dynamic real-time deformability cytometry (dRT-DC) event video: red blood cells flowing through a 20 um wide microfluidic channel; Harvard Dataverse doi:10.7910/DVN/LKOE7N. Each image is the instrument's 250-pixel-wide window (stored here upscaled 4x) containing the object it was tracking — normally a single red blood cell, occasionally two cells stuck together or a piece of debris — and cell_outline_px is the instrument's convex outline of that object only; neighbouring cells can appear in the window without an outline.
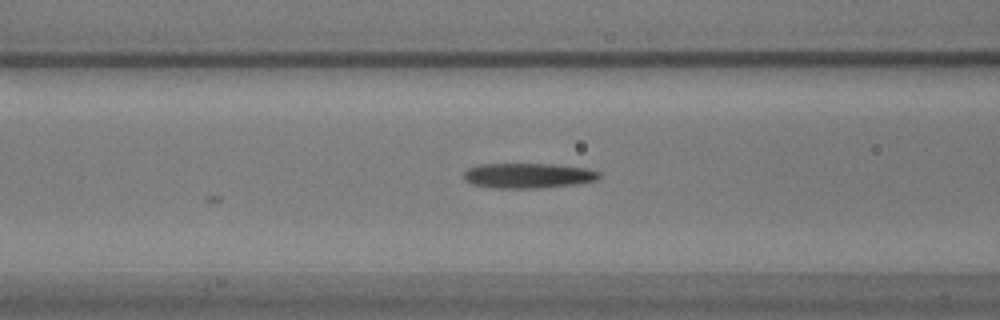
{"species": "common noctule bat (a hibernating species)", "species_latin": "Nyctalus noctula", "temperature_condition": "warm", "stored_images_in_passage": 21, "camera_frame_rate_fps": 3000, "um_per_image_px": 0.085, "animal": {"sex": "male", "body_mass_g": 17.9}, "frame": {"image": 1, "passage_image": 6, "time_ms": 1.667, "image_size_px": [1000, 320], "cell_outline_px": [[600, 176], [596, 180], [576, 184], [540, 188], [496, 188], [472, 184], [464, 180], [464, 172], [468, 168], [480, 164], [552, 164], [588, 168], [600, 172]], "centroid_in_image_um": [44.89, 14.92], "position_along_channel_um": 121.7, "area_um2": 19.83}}
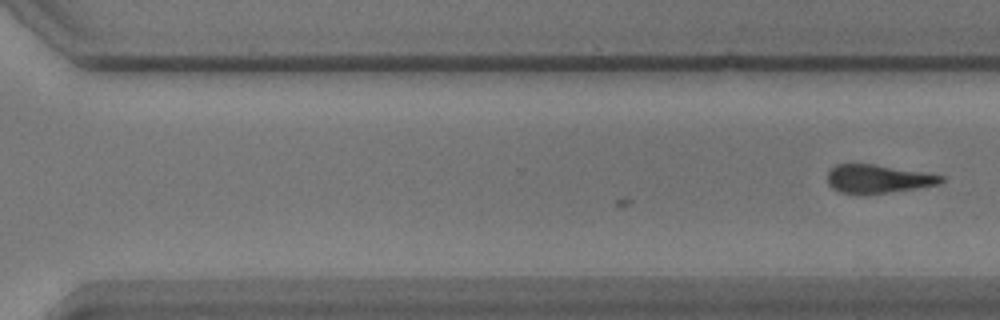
{"frame": {"image": 2, "passage_image": 21, "time_ms": 6.667, "image_size_px": [1000, 320], "cell_outline_px": [[944, 180], [940, 184], [916, 188], [864, 196], [860, 196], [840, 192], [832, 188], [828, 184], [828, 172], [836, 164], [872, 164], [924, 172], [944, 176]], "centroid_in_image_um": [74.6, 15.23], "position_along_channel_um": 296.0, "area_um2": 19.07}}